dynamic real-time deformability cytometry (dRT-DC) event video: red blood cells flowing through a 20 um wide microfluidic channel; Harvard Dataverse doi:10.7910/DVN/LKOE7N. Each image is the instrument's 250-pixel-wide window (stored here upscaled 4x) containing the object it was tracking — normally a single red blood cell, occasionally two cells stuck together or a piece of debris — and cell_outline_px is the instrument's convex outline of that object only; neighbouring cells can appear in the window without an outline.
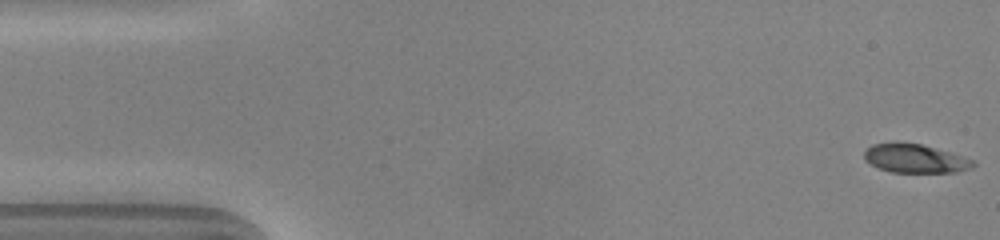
{"species": "common noctule bat (a hibernating species)", "species_latin": "Nyctalus noctula", "temperature_condition": "warm", "stored_images_in_passage": 12, "camera_frame_rate_fps": 3000, "um_per_image_px": 0.085, "animal": {"sex": "male", "body_mass_g": 20.0, "forearm_length_mm": 53.3}, "frame": {"image": 1, "passage_image": 1, "time_ms": 0.0, "image_size_px": [1000, 240], "cell_outline_px": [[976, 164], [972, 168], [956, 172], [892, 172], [880, 168], [864, 160], [864, 152], [872, 144], [920, 144], [948, 152], [972, 160]], "centroid_in_image_um": [77.79, 13.5], "position_along_channel_um": 7.2, "area_um2": 17.51}}